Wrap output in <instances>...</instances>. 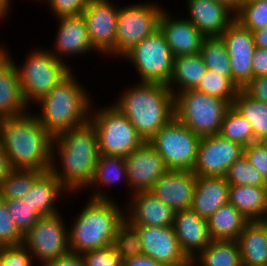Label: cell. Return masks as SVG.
<instances>
[{
  "label": "cell",
  "instance_id": "2e32d148",
  "mask_svg": "<svg viewBox=\"0 0 267 266\" xmlns=\"http://www.w3.org/2000/svg\"><path fill=\"white\" fill-rule=\"evenodd\" d=\"M133 226L140 235L144 255L164 266H191V261L180 249L173 226Z\"/></svg>",
  "mask_w": 267,
  "mask_h": 266
},
{
  "label": "cell",
  "instance_id": "e0dca14e",
  "mask_svg": "<svg viewBox=\"0 0 267 266\" xmlns=\"http://www.w3.org/2000/svg\"><path fill=\"white\" fill-rule=\"evenodd\" d=\"M128 189L131 194L149 191L153 184L167 171L162 157L145 141L139 148L125 157Z\"/></svg>",
  "mask_w": 267,
  "mask_h": 266
},
{
  "label": "cell",
  "instance_id": "484cf974",
  "mask_svg": "<svg viewBox=\"0 0 267 266\" xmlns=\"http://www.w3.org/2000/svg\"><path fill=\"white\" fill-rule=\"evenodd\" d=\"M67 192L69 195V191L49 170L43 172L34 181L31 189L22 199L41 217L49 216L60 212L56 202H58L57 200L61 198L62 195L65 196Z\"/></svg>",
  "mask_w": 267,
  "mask_h": 266
},
{
  "label": "cell",
  "instance_id": "681fc988",
  "mask_svg": "<svg viewBox=\"0 0 267 266\" xmlns=\"http://www.w3.org/2000/svg\"><path fill=\"white\" fill-rule=\"evenodd\" d=\"M253 78L267 75V49L255 48L252 58Z\"/></svg>",
  "mask_w": 267,
  "mask_h": 266
},
{
  "label": "cell",
  "instance_id": "277c9868",
  "mask_svg": "<svg viewBox=\"0 0 267 266\" xmlns=\"http://www.w3.org/2000/svg\"><path fill=\"white\" fill-rule=\"evenodd\" d=\"M71 71L38 102L41 112L34 113L54 137L89 121L93 97Z\"/></svg>",
  "mask_w": 267,
  "mask_h": 266
},
{
  "label": "cell",
  "instance_id": "7c38bea8",
  "mask_svg": "<svg viewBox=\"0 0 267 266\" xmlns=\"http://www.w3.org/2000/svg\"><path fill=\"white\" fill-rule=\"evenodd\" d=\"M62 213L42 216L24 235L23 245L39 266L70 251L68 226Z\"/></svg>",
  "mask_w": 267,
  "mask_h": 266
},
{
  "label": "cell",
  "instance_id": "603a6c76",
  "mask_svg": "<svg viewBox=\"0 0 267 266\" xmlns=\"http://www.w3.org/2000/svg\"><path fill=\"white\" fill-rule=\"evenodd\" d=\"M188 19L205 36H221L235 20V13L216 0H186Z\"/></svg>",
  "mask_w": 267,
  "mask_h": 266
},
{
  "label": "cell",
  "instance_id": "f5cc1de1",
  "mask_svg": "<svg viewBox=\"0 0 267 266\" xmlns=\"http://www.w3.org/2000/svg\"><path fill=\"white\" fill-rule=\"evenodd\" d=\"M255 48L267 49V27L252 31Z\"/></svg>",
  "mask_w": 267,
  "mask_h": 266
},
{
  "label": "cell",
  "instance_id": "d6a6232c",
  "mask_svg": "<svg viewBox=\"0 0 267 266\" xmlns=\"http://www.w3.org/2000/svg\"><path fill=\"white\" fill-rule=\"evenodd\" d=\"M232 106L252 125L256 141L267 142V104L249 97L241 89Z\"/></svg>",
  "mask_w": 267,
  "mask_h": 266
},
{
  "label": "cell",
  "instance_id": "ac0fdd59",
  "mask_svg": "<svg viewBox=\"0 0 267 266\" xmlns=\"http://www.w3.org/2000/svg\"><path fill=\"white\" fill-rule=\"evenodd\" d=\"M125 205V219L131 225L173 226L175 212L149 191L131 194Z\"/></svg>",
  "mask_w": 267,
  "mask_h": 266
},
{
  "label": "cell",
  "instance_id": "cb8c5ba5",
  "mask_svg": "<svg viewBox=\"0 0 267 266\" xmlns=\"http://www.w3.org/2000/svg\"><path fill=\"white\" fill-rule=\"evenodd\" d=\"M29 108V109H28ZM30 111L13 61L0 49V119Z\"/></svg>",
  "mask_w": 267,
  "mask_h": 266
},
{
  "label": "cell",
  "instance_id": "7dc6e473",
  "mask_svg": "<svg viewBox=\"0 0 267 266\" xmlns=\"http://www.w3.org/2000/svg\"><path fill=\"white\" fill-rule=\"evenodd\" d=\"M242 90L249 97L267 104V75L252 78Z\"/></svg>",
  "mask_w": 267,
  "mask_h": 266
},
{
  "label": "cell",
  "instance_id": "ffe728a7",
  "mask_svg": "<svg viewBox=\"0 0 267 266\" xmlns=\"http://www.w3.org/2000/svg\"><path fill=\"white\" fill-rule=\"evenodd\" d=\"M56 20L59 21L57 35L54 45L51 46L53 48L49 49L56 58L65 63L64 58L95 51L91 45L83 15L58 17Z\"/></svg>",
  "mask_w": 267,
  "mask_h": 266
},
{
  "label": "cell",
  "instance_id": "7bdbcfd3",
  "mask_svg": "<svg viewBox=\"0 0 267 266\" xmlns=\"http://www.w3.org/2000/svg\"><path fill=\"white\" fill-rule=\"evenodd\" d=\"M34 258L23 245L1 246L0 266H33Z\"/></svg>",
  "mask_w": 267,
  "mask_h": 266
},
{
  "label": "cell",
  "instance_id": "1f68e13d",
  "mask_svg": "<svg viewBox=\"0 0 267 266\" xmlns=\"http://www.w3.org/2000/svg\"><path fill=\"white\" fill-rule=\"evenodd\" d=\"M191 266H242L235 240H212L192 261Z\"/></svg>",
  "mask_w": 267,
  "mask_h": 266
},
{
  "label": "cell",
  "instance_id": "60d3db41",
  "mask_svg": "<svg viewBox=\"0 0 267 266\" xmlns=\"http://www.w3.org/2000/svg\"><path fill=\"white\" fill-rule=\"evenodd\" d=\"M18 230L25 235L41 217L32 207L23 199L4 200Z\"/></svg>",
  "mask_w": 267,
  "mask_h": 266
},
{
  "label": "cell",
  "instance_id": "b9f144b4",
  "mask_svg": "<svg viewBox=\"0 0 267 266\" xmlns=\"http://www.w3.org/2000/svg\"><path fill=\"white\" fill-rule=\"evenodd\" d=\"M24 235L15 226L4 199L0 197V246L23 244Z\"/></svg>",
  "mask_w": 267,
  "mask_h": 266
},
{
  "label": "cell",
  "instance_id": "52a82bcc",
  "mask_svg": "<svg viewBox=\"0 0 267 266\" xmlns=\"http://www.w3.org/2000/svg\"><path fill=\"white\" fill-rule=\"evenodd\" d=\"M175 117L200 138L220 133L222 120L232 106L227 100L196 89L174 96Z\"/></svg>",
  "mask_w": 267,
  "mask_h": 266
},
{
  "label": "cell",
  "instance_id": "f546056e",
  "mask_svg": "<svg viewBox=\"0 0 267 266\" xmlns=\"http://www.w3.org/2000/svg\"><path fill=\"white\" fill-rule=\"evenodd\" d=\"M229 203L249 221L262 220L267 214V187L229 185Z\"/></svg>",
  "mask_w": 267,
  "mask_h": 266
},
{
  "label": "cell",
  "instance_id": "816d5d0a",
  "mask_svg": "<svg viewBox=\"0 0 267 266\" xmlns=\"http://www.w3.org/2000/svg\"><path fill=\"white\" fill-rule=\"evenodd\" d=\"M12 170L9 159L7 158L2 145L0 143V185L6 179L9 172Z\"/></svg>",
  "mask_w": 267,
  "mask_h": 266
},
{
  "label": "cell",
  "instance_id": "ab89813d",
  "mask_svg": "<svg viewBox=\"0 0 267 266\" xmlns=\"http://www.w3.org/2000/svg\"><path fill=\"white\" fill-rule=\"evenodd\" d=\"M235 20L255 31L267 27V0H243L235 13Z\"/></svg>",
  "mask_w": 267,
  "mask_h": 266
},
{
  "label": "cell",
  "instance_id": "74e56055",
  "mask_svg": "<svg viewBox=\"0 0 267 266\" xmlns=\"http://www.w3.org/2000/svg\"><path fill=\"white\" fill-rule=\"evenodd\" d=\"M112 246L122 260L143 255L140 235L126 219L117 228Z\"/></svg>",
  "mask_w": 267,
  "mask_h": 266
},
{
  "label": "cell",
  "instance_id": "4316f807",
  "mask_svg": "<svg viewBox=\"0 0 267 266\" xmlns=\"http://www.w3.org/2000/svg\"><path fill=\"white\" fill-rule=\"evenodd\" d=\"M121 181L128 185L125 158L115 155L99 154L93 178L86 188V190L92 189L89 198L111 199V195L106 190L104 191L103 187H109L110 190L111 185L113 187V184L114 186L118 185Z\"/></svg>",
  "mask_w": 267,
  "mask_h": 266
},
{
  "label": "cell",
  "instance_id": "8d00e7d4",
  "mask_svg": "<svg viewBox=\"0 0 267 266\" xmlns=\"http://www.w3.org/2000/svg\"><path fill=\"white\" fill-rule=\"evenodd\" d=\"M195 89L227 100L231 105L240 91L229 77L218 75L217 72L215 73L210 69H207L204 78Z\"/></svg>",
  "mask_w": 267,
  "mask_h": 266
},
{
  "label": "cell",
  "instance_id": "9c48e42d",
  "mask_svg": "<svg viewBox=\"0 0 267 266\" xmlns=\"http://www.w3.org/2000/svg\"><path fill=\"white\" fill-rule=\"evenodd\" d=\"M121 59L132 64L139 82L168 85L173 73L174 55L160 29L137 43Z\"/></svg>",
  "mask_w": 267,
  "mask_h": 266
},
{
  "label": "cell",
  "instance_id": "f6af8a7d",
  "mask_svg": "<svg viewBox=\"0 0 267 266\" xmlns=\"http://www.w3.org/2000/svg\"><path fill=\"white\" fill-rule=\"evenodd\" d=\"M39 1V0H37ZM48 4V8L54 17L82 15L90 0H42ZM41 3V0H40Z\"/></svg>",
  "mask_w": 267,
  "mask_h": 266
},
{
  "label": "cell",
  "instance_id": "5b68a950",
  "mask_svg": "<svg viewBox=\"0 0 267 266\" xmlns=\"http://www.w3.org/2000/svg\"><path fill=\"white\" fill-rule=\"evenodd\" d=\"M85 203L68 228L70 251L79 254L113 245L117 228L125 220L122 204L113 198H89Z\"/></svg>",
  "mask_w": 267,
  "mask_h": 266
},
{
  "label": "cell",
  "instance_id": "f907efd6",
  "mask_svg": "<svg viewBox=\"0 0 267 266\" xmlns=\"http://www.w3.org/2000/svg\"><path fill=\"white\" fill-rule=\"evenodd\" d=\"M123 266H164L155 261L153 258L146 255H138L132 258L123 260Z\"/></svg>",
  "mask_w": 267,
  "mask_h": 266
},
{
  "label": "cell",
  "instance_id": "4fadbf2b",
  "mask_svg": "<svg viewBox=\"0 0 267 266\" xmlns=\"http://www.w3.org/2000/svg\"><path fill=\"white\" fill-rule=\"evenodd\" d=\"M119 7L112 0H90L83 11L88 36L97 54L116 58Z\"/></svg>",
  "mask_w": 267,
  "mask_h": 266
},
{
  "label": "cell",
  "instance_id": "11a10c76",
  "mask_svg": "<svg viewBox=\"0 0 267 266\" xmlns=\"http://www.w3.org/2000/svg\"><path fill=\"white\" fill-rule=\"evenodd\" d=\"M12 0H0V10L6 15H9L11 11L13 1Z\"/></svg>",
  "mask_w": 267,
  "mask_h": 266
},
{
  "label": "cell",
  "instance_id": "9a60e30c",
  "mask_svg": "<svg viewBox=\"0 0 267 266\" xmlns=\"http://www.w3.org/2000/svg\"><path fill=\"white\" fill-rule=\"evenodd\" d=\"M231 63V80L243 89L253 78L252 58L255 52L253 33L234 20L220 36Z\"/></svg>",
  "mask_w": 267,
  "mask_h": 266
},
{
  "label": "cell",
  "instance_id": "f35d334b",
  "mask_svg": "<svg viewBox=\"0 0 267 266\" xmlns=\"http://www.w3.org/2000/svg\"><path fill=\"white\" fill-rule=\"evenodd\" d=\"M225 180L229 185L248 186L254 185L267 187V181L263 176L249 163L248 158L243 154L227 170Z\"/></svg>",
  "mask_w": 267,
  "mask_h": 266
},
{
  "label": "cell",
  "instance_id": "7a4b0ae2",
  "mask_svg": "<svg viewBox=\"0 0 267 266\" xmlns=\"http://www.w3.org/2000/svg\"><path fill=\"white\" fill-rule=\"evenodd\" d=\"M0 143L12 169L50 170L53 136L31 111L0 120Z\"/></svg>",
  "mask_w": 267,
  "mask_h": 266
},
{
  "label": "cell",
  "instance_id": "44dd1931",
  "mask_svg": "<svg viewBox=\"0 0 267 266\" xmlns=\"http://www.w3.org/2000/svg\"><path fill=\"white\" fill-rule=\"evenodd\" d=\"M159 29L174 57L193 55L200 52L205 36L186 18L172 17L164 9L159 18Z\"/></svg>",
  "mask_w": 267,
  "mask_h": 266
},
{
  "label": "cell",
  "instance_id": "4dcf8cb0",
  "mask_svg": "<svg viewBox=\"0 0 267 266\" xmlns=\"http://www.w3.org/2000/svg\"><path fill=\"white\" fill-rule=\"evenodd\" d=\"M212 240H237L249 220L229 202L208 220Z\"/></svg>",
  "mask_w": 267,
  "mask_h": 266
},
{
  "label": "cell",
  "instance_id": "7402d4cb",
  "mask_svg": "<svg viewBox=\"0 0 267 266\" xmlns=\"http://www.w3.org/2000/svg\"><path fill=\"white\" fill-rule=\"evenodd\" d=\"M173 227L180 249L190 261L212 241L207 219L191 208L175 212Z\"/></svg>",
  "mask_w": 267,
  "mask_h": 266
},
{
  "label": "cell",
  "instance_id": "6da1fadb",
  "mask_svg": "<svg viewBox=\"0 0 267 266\" xmlns=\"http://www.w3.org/2000/svg\"><path fill=\"white\" fill-rule=\"evenodd\" d=\"M98 157L97 133L88 121L53 137L50 171L74 196L91 183Z\"/></svg>",
  "mask_w": 267,
  "mask_h": 266
},
{
  "label": "cell",
  "instance_id": "8992f818",
  "mask_svg": "<svg viewBox=\"0 0 267 266\" xmlns=\"http://www.w3.org/2000/svg\"><path fill=\"white\" fill-rule=\"evenodd\" d=\"M0 49L13 61L21 83L23 97L29 107L47 95L72 71L68 61L63 63L47 48L32 49L33 51L29 52L22 65H17L12 53L6 49L5 45L1 44Z\"/></svg>",
  "mask_w": 267,
  "mask_h": 266
},
{
  "label": "cell",
  "instance_id": "8fae6325",
  "mask_svg": "<svg viewBox=\"0 0 267 266\" xmlns=\"http://www.w3.org/2000/svg\"><path fill=\"white\" fill-rule=\"evenodd\" d=\"M163 10L161 5L151 1L119 7L116 58H122L137 43L159 29V18Z\"/></svg>",
  "mask_w": 267,
  "mask_h": 266
},
{
  "label": "cell",
  "instance_id": "3957f363",
  "mask_svg": "<svg viewBox=\"0 0 267 266\" xmlns=\"http://www.w3.org/2000/svg\"><path fill=\"white\" fill-rule=\"evenodd\" d=\"M149 141L174 116V95L165 84L137 82L112 103Z\"/></svg>",
  "mask_w": 267,
  "mask_h": 266
},
{
  "label": "cell",
  "instance_id": "83f0119b",
  "mask_svg": "<svg viewBox=\"0 0 267 266\" xmlns=\"http://www.w3.org/2000/svg\"><path fill=\"white\" fill-rule=\"evenodd\" d=\"M236 241L242 266H267V226L262 220L249 221Z\"/></svg>",
  "mask_w": 267,
  "mask_h": 266
},
{
  "label": "cell",
  "instance_id": "9f6ffc18",
  "mask_svg": "<svg viewBox=\"0 0 267 266\" xmlns=\"http://www.w3.org/2000/svg\"><path fill=\"white\" fill-rule=\"evenodd\" d=\"M7 16L0 10V23L2 22L1 20H5Z\"/></svg>",
  "mask_w": 267,
  "mask_h": 266
},
{
  "label": "cell",
  "instance_id": "836d02e7",
  "mask_svg": "<svg viewBox=\"0 0 267 266\" xmlns=\"http://www.w3.org/2000/svg\"><path fill=\"white\" fill-rule=\"evenodd\" d=\"M199 54L207 69L231 79L230 58L220 36L205 37Z\"/></svg>",
  "mask_w": 267,
  "mask_h": 266
},
{
  "label": "cell",
  "instance_id": "d6986e66",
  "mask_svg": "<svg viewBox=\"0 0 267 266\" xmlns=\"http://www.w3.org/2000/svg\"><path fill=\"white\" fill-rule=\"evenodd\" d=\"M197 175L193 171L167 170L149 192L170 206L174 212L190 209Z\"/></svg>",
  "mask_w": 267,
  "mask_h": 266
},
{
  "label": "cell",
  "instance_id": "ee69618b",
  "mask_svg": "<svg viewBox=\"0 0 267 266\" xmlns=\"http://www.w3.org/2000/svg\"><path fill=\"white\" fill-rule=\"evenodd\" d=\"M82 257L86 266H123L122 258L112 245L84 252Z\"/></svg>",
  "mask_w": 267,
  "mask_h": 266
},
{
  "label": "cell",
  "instance_id": "e575fe53",
  "mask_svg": "<svg viewBox=\"0 0 267 266\" xmlns=\"http://www.w3.org/2000/svg\"><path fill=\"white\" fill-rule=\"evenodd\" d=\"M219 134L243 147L256 142L252 125L233 106L227 110Z\"/></svg>",
  "mask_w": 267,
  "mask_h": 266
},
{
  "label": "cell",
  "instance_id": "5bb4252c",
  "mask_svg": "<svg viewBox=\"0 0 267 266\" xmlns=\"http://www.w3.org/2000/svg\"><path fill=\"white\" fill-rule=\"evenodd\" d=\"M244 154V147L220 134L199 141L193 172L197 176L224 177L228 168Z\"/></svg>",
  "mask_w": 267,
  "mask_h": 266
},
{
  "label": "cell",
  "instance_id": "c3c4849f",
  "mask_svg": "<svg viewBox=\"0 0 267 266\" xmlns=\"http://www.w3.org/2000/svg\"><path fill=\"white\" fill-rule=\"evenodd\" d=\"M43 266H86L82 254L68 251L57 259L46 262Z\"/></svg>",
  "mask_w": 267,
  "mask_h": 266
},
{
  "label": "cell",
  "instance_id": "bcb514c9",
  "mask_svg": "<svg viewBox=\"0 0 267 266\" xmlns=\"http://www.w3.org/2000/svg\"><path fill=\"white\" fill-rule=\"evenodd\" d=\"M244 154L249 163L267 181V142L256 141L244 147Z\"/></svg>",
  "mask_w": 267,
  "mask_h": 266
},
{
  "label": "cell",
  "instance_id": "6f0895ef",
  "mask_svg": "<svg viewBox=\"0 0 267 266\" xmlns=\"http://www.w3.org/2000/svg\"><path fill=\"white\" fill-rule=\"evenodd\" d=\"M262 221L266 224L267 226V214L264 216V218L262 219Z\"/></svg>",
  "mask_w": 267,
  "mask_h": 266
},
{
  "label": "cell",
  "instance_id": "d4e9b609",
  "mask_svg": "<svg viewBox=\"0 0 267 266\" xmlns=\"http://www.w3.org/2000/svg\"><path fill=\"white\" fill-rule=\"evenodd\" d=\"M229 202V183L224 177L197 176L191 209L209 219Z\"/></svg>",
  "mask_w": 267,
  "mask_h": 266
},
{
  "label": "cell",
  "instance_id": "d590c367",
  "mask_svg": "<svg viewBox=\"0 0 267 266\" xmlns=\"http://www.w3.org/2000/svg\"><path fill=\"white\" fill-rule=\"evenodd\" d=\"M43 172L41 170L12 169L0 185V197L4 200L22 199Z\"/></svg>",
  "mask_w": 267,
  "mask_h": 266
},
{
  "label": "cell",
  "instance_id": "f1b7e54d",
  "mask_svg": "<svg viewBox=\"0 0 267 266\" xmlns=\"http://www.w3.org/2000/svg\"><path fill=\"white\" fill-rule=\"evenodd\" d=\"M206 71L207 67L199 53L174 57L173 73L167 86L174 96L179 92L195 89Z\"/></svg>",
  "mask_w": 267,
  "mask_h": 266
},
{
  "label": "cell",
  "instance_id": "ba28073f",
  "mask_svg": "<svg viewBox=\"0 0 267 266\" xmlns=\"http://www.w3.org/2000/svg\"><path fill=\"white\" fill-rule=\"evenodd\" d=\"M94 103L89 121L97 133L99 154L125 158L145 142L128 118L113 104L94 109Z\"/></svg>",
  "mask_w": 267,
  "mask_h": 266
},
{
  "label": "cell",
  "instance_id": "db71d44e",
  "mask_svg": "<svg viewBox=\"0 0 267 266\" xmlns=\"http://www.w3.org/2000/svg\"><path fill=\"white\" fill-rule=\"evenodd\" d=\"M224 5H226L227 7H229L234 13L237 12L241 2L243 0H216Z\"/></svg>",
  "mask_w": 267,
  "mask_h": 266
},
{
  "label": "cell",
  "instance_id": "30bf717a",
  "mask_svg": "<svg viewBox=\"0 0 267 266\" xmlns=\"http://www.w3.org/2000/svg\"><path fill=\"white\" fill-rule=\"evenodd\" d=\"M200 139L174 116L148 142L162 157L167 170L193 171Z\"/></svg>",
  "mask_w": 267,
  "mask_h": 266
}]
</instances>
